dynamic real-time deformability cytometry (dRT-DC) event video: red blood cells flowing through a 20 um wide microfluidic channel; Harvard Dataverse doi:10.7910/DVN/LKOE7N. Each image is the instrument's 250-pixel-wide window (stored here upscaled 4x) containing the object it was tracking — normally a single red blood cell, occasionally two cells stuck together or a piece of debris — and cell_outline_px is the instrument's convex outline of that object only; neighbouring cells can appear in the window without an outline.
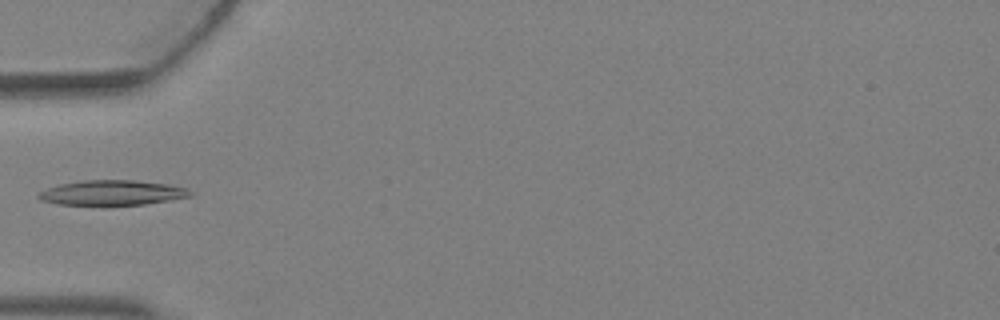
{"species": "Egyptian fruit bat (a non-hibernating species)", "species_latin": "Rousettus aegyptiacus", "temperature_condition": "warm", "stored_images_in_passage": 3, "camera_frame_rate_fps": 3000, "um_per_image_px": 0.085, "animal": {"sex": "female"}, "frame": {"image": 1, "passage_image": 3, "time_ms": 0.667, "image_size_px": [1000, 320], "cell_outline_px": [[196, 192], [192, 196], [144, 204], [104, 208], [60, 204], [40, 200], [36, 196], [40, 192], [48, 188], [60, 184], [84, 180], [136, 180], [168, 184], [188, 188]], "centroid_in_image_um": [9.55, 16.42], "position_along_channel_um": 75.4, "area_um2": 23.06}}